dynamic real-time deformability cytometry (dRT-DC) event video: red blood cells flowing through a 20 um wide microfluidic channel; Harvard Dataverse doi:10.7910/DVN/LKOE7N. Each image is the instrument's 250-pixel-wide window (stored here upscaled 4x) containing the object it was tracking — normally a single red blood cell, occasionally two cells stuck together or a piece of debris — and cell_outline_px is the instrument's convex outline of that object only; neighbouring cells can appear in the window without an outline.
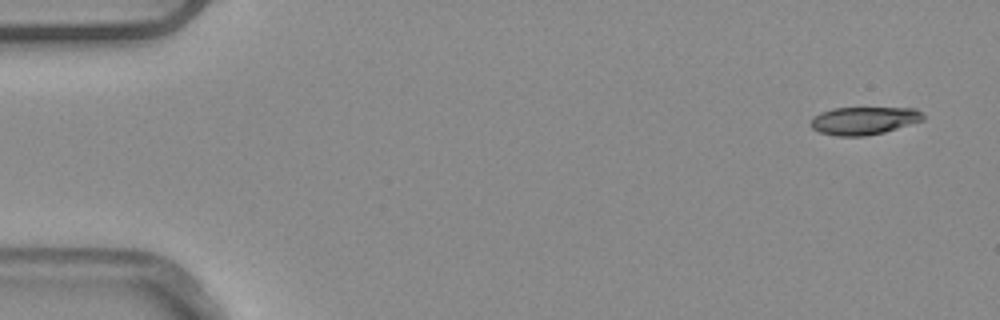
{"species": "common noctule bat (a hibernating species)", "species_latin": "Nyctalus noctula", "temperature_condition": "warm", "stored_images_in_passage": 7, "camera_frame_rate_fps": 3000, "um_per_image_px": 0.085, "animal": {"sex": "male", "body_mass_g": 20.4}, "frame": {"image": 1, "passage_image": 1, "time_ms": 0.0, "image_size_px": [1000, 320], "cell_outline_px": [[924, 120], [884, 132], [864, 136], [836, 136], [820, 132], [812, 128], [808, 124], [812, 116], [820, 112], [832, 108], [916, 108], [924, 112]], "centroid_in_image_um": [73.41, 10.25], "position_along_channel_um": 11.6, "area_um2": 18.44}}
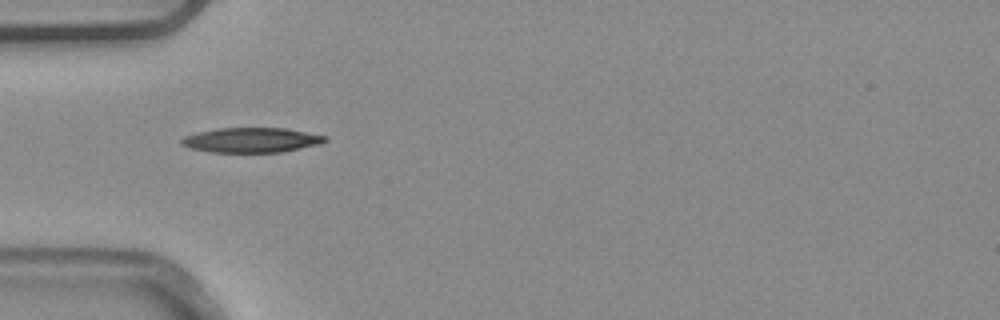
{"frame": {"image": 2, "passage_image": 5, "time_ms": 1.333, "image_size_px": [1000, 320], "cell_outline_px": [[328, 140], [320, 144], [280, 152], [212, 152], [192, 148], [180, 144], [180, 140], [184, 136], [196, 132], [216, 128], [288, 128], [328, 136]], "centroid_in_image_um": [21.38, 11.89], "position_along_channel_um": 63.6, "area_um2": 20.87}}